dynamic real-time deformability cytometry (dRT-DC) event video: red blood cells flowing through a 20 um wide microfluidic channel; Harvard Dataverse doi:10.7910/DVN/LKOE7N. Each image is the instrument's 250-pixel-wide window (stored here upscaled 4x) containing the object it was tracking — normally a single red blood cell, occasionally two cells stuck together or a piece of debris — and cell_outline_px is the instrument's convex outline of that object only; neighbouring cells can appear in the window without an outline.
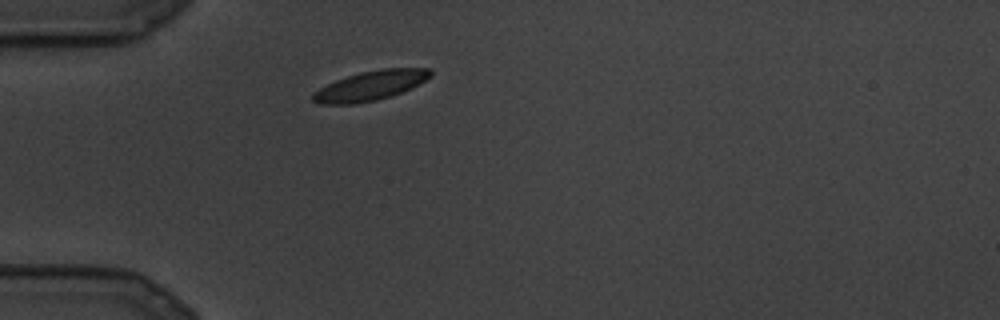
{"species": "common noctule bat (a hibernating species)", "species_latin": "Nyctalus noctula", "temperature_condition": "cold", "stored_images_in_passage": 18, "camera_frame_rate_fps": 3000, "um_per_image_px": 0.085, "animal": {"sex": "male", "body_mass_g": 19.5, "forearm_length_mm": 54.6}, "frame": {"image": 1, "passage_image": 1, "time_ms": 0.0, "image_size_px": [1000, 320], "cell_outline_px": [[432, 76], [400, 92], [376, 100], [356, 104], [320, 104], [312, 100], [312, 92], [336, 80], [360, 72], [384, 68], [428, 68], [432, 72]], "centroid_in_image_um": [31.44, 7.28], "position_along_channel_um": 53.6, "area_um2": 19.88}}
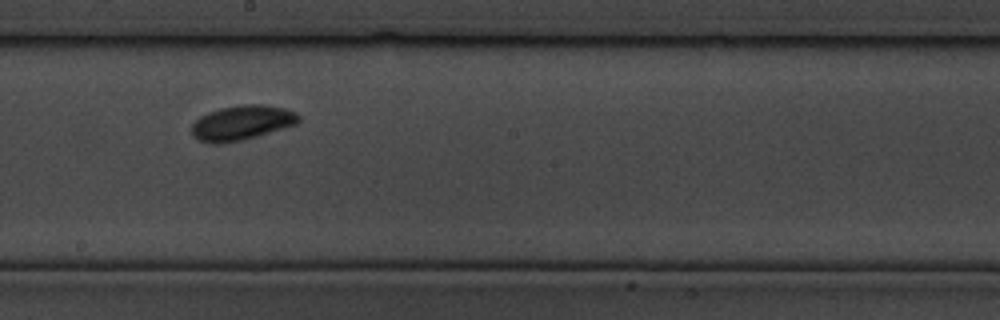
{"frame": {"image": 2, "passage_image": 9, "time_ms": 2.667, "image_size_px": [1000, 320], "cell_outline_px": [[300, 120], [296, 124], [256, 136], [240, 140], [220, 144], [212, 144], [196, 140], [192, 136], [192, 124], [200, 116], [208, 112], [220, 108], [248, 104], [264, 104], [284, 108], [296, 112], [300, 116]], "centroid_in_image_um": [20.53, 10.44], "position_along_channel_um": 227.7, "area_um2": 21.62}}
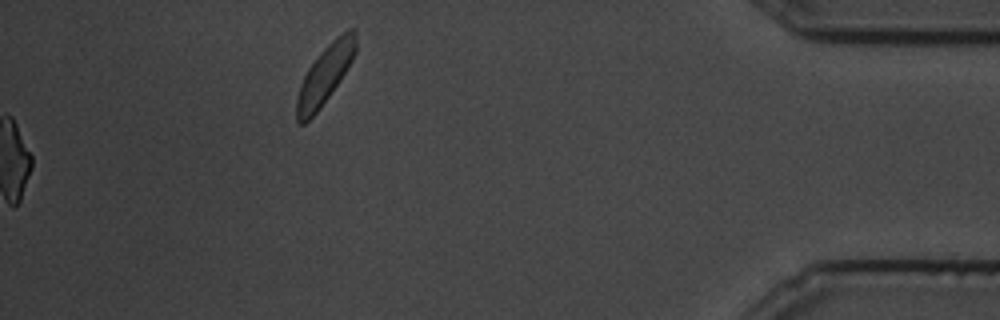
{"frame": {"image": 3, "passage_image": 18, "time_ms": 5.667, "image_size_px": [1000, 320], "cell_outline_px": [[356, 52], [352, 60], [340, 80], [320, 108], [304, 124], [300, 124], [296, 120], [296, 100], [300, 84], [308, 68], [320, 52], [336, 36], [348, 28], [352, 28], [356, 32]], "centroid_in_image_um": [27.62, 6.33], "position_along_channel_um": 407.6, "area_um2": 20.0}}